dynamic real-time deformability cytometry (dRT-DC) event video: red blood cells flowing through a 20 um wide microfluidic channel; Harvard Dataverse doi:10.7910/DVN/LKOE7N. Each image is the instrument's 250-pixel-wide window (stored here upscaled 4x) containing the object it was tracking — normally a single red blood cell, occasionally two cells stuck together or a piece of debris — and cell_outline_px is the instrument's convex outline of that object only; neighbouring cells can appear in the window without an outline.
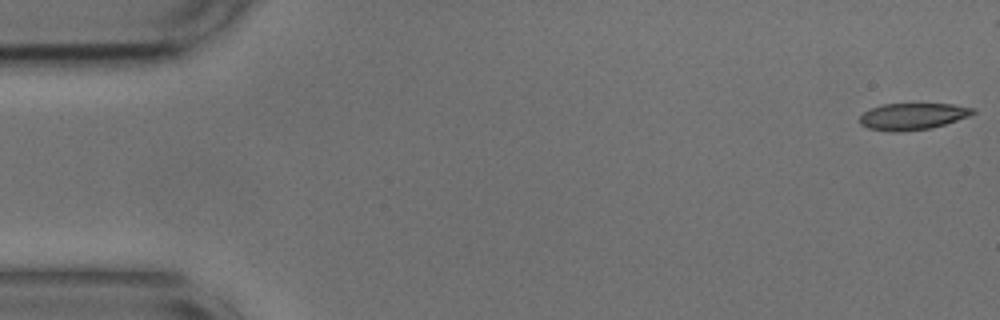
{"species": "common noctule bat (a hibernating species)", "species_latin": "Nyctalus noctula", "temperature_condition": "cold", "stored_images_in_passage": 44, "camera_frame_rate_fps": 3000, "um_per_image_px": 0.085, "animal": {"sex": "male", "body_mass_g": 17.9, "forearm_length_mm": 54.2}, "frame": {"image": 1, "passage_image": 1, "time_ms": 0.0, "image_size_px": [1000, 320], "cell_outline_px": [[976, 112], [968, 116], [932, 128], [900, 132], [892, 132], [868, 128], [860, 124], [860, 116], [864, 112], [872, 108], [884, 104], [952, 104], [976, 108]], "centroid_in_image_um": [77.58, 9.89], "position_along_channel_um": 7.4, "area_um2": 17.51}}
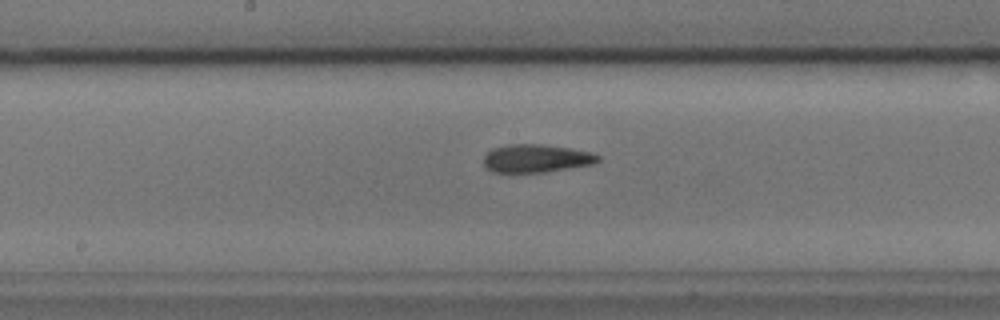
{"frame": {"image": 2, "passage_image": 27, "time_ms": 8.667, "image_size_px": [1000, 320], "cell_outline_px": [[600, 160], [596, 164], [544, 172], [492, 172], [484, 164], [484, 156], [492, 148], [508, 144], [540, 144], [572, 148], [592, 152], [600, 156]], "centroid_in_image_um": [45.62, 13.46], "position_along_channel_um": 202.6, "area_um2": 18.84}}
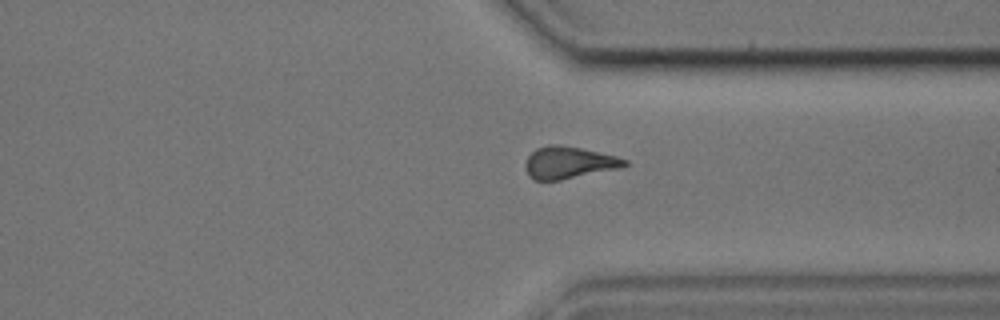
{"frame": {"image": 3, "passage_image": 40, "time_ms": 13.0, "image_size_px": [1000, 320], "cell_outline_px": [[628, 164], [624, 168], [560, 180], [532, 180], [528, 176], [524, 164], [528, 156], [536, 148], [548, 144], [556, 144], [580, 148], [616, 156], [628, 160]], "centroid_in_image_um": [48.35, 13.83], "position_along_channel_um": 363.0, "area_um2": 18.79}, "authors_computed_cell_mechanics": {"area_um2": 18.7272, "velocity_mm_per_s": 3.7111, "shape_relaxation_time_tau1_ms": 3.2425, "shape_relaxation_time_tau2_ms": 3.8465, "deformation_change_tau1": 0.1068, "deformation_change_tau2": 0.1215}}